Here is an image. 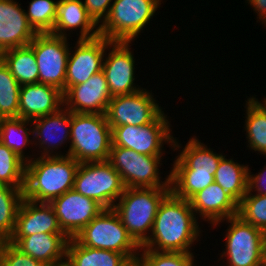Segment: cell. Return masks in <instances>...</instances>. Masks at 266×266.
Instances as JSON below:
<instances>
[{"instance_id": "obj_18", "label": "cell", "mask_w": 266, "mask_h": 266, "mask_svg": "<svg viewBox=\"0 0 266 266\" xmlns=\"http://www.w3.org/2000/svg\"><path fill=\"white\" fill-rule=\"evenodd\" d=\"M8 241L23 253L47 266L65 265L69 241L65 234L39 233L29 236H11Z\"/></svg>"}, {"instance_id": "obj_16", "label": "cell", "mask_w": 266, "mask_h": 266, "mask_svg": "<svg viewBox=\"0 0 266 266\" xmlns=\"http://www.w3.org/2000/svg\"><path fill=\"white\" fill-rule=\"evenodd\" d=\"M33 144L38 145L41 157L66 156L58 148L70 142L71 111L64 106L57 112L32 120ZM56 149V150H55ZM42 150V151H41ZM56 152H55V151Z\"/></svg>"}, {"instance_id": "obj_37", "label": "cell", "mask_w": 266, "mask_h": 266, "mask_svg": "<svg viewBox=\"0 0 266 266\" xmlns=\"http://www.w3.org/2000/svg\"><path fill=\"white\" fill-rule=\"evenodd\" d=\"M0 266H47L23 253L9 241L0 242Z\"/></svg>"}, {"instance_id": "obj_27", "label": "cell", "mask_w": 266, "mask_h": 266, "mask_svg": "<svg viewBox=\"0 0 266 266\" xmlns=\"http://www.w3.org/2000/svg\"><path fill=\"white\" fill-rule=\"evenodd\" d=\"M0 58L20 85L39 83V69L30 45L5 50Z\"/></svg>"}, {"instance_id": "obj_22", "label": "cell", "mask_w": 266, "mask_h": 266, "mask_svg": "<svg viewBox=\"0 0 266 266\" xmlns=\"http://www.w3.org/2000/svg\"><path fill=\"white\" fill-rule=\"evenodd\" d=\"M61 107H63V93L57 87L44 83L21 85L19 117L33 120L55 113Z\"/></svg>"}, {"instance_id": "obj_11", "label": "cell", "mask_w": 266, "mask_h": 266, "mask_svg": "<svg viewBox=\"0 0 266 266\" xmlns=\"http://www.w3.org/2000/svg\"><path fill=\"white\" fill-rule=\"evenodd\" d=\"M69 38L51 33H37L30 42L39 69V83L66 92V67L69 57Z\"/></svg>"}, {"instance_id": "obj_9", "label": "cell", "mask_w": 266, "mask_h": 266, "mask_svg": "<svg viewBox=\"0 0 266 266\" xmlns=\"http://www.w3.org/2000/svg\"><path fill=\"white\" fill-rule=\"evenodd\" d=\"M162 156L139 154L129 148L112 146L108 162L121 175L126 188L171 187L170 173L161 180Z\"/></svg>"}, {"instance_id": "obj_19", "label": "cell", "mask_w": 266, "mask_h": 266, "mask_svg": "<svg viewBox=\"0 0 266 266\" xmlns=\"http://www.w3.org/2000/svg\"><path fill=\"white\" fill-rule=\"evenodd\" d=\"M15 0H0V54L29 45L37 34L28 23L25 9Z\"/></svg>"}, {"instance_id": "obj_4", "label": "cell", "mask_w": 266, "mask_h": 266, "mask_svg": "<svg viewBox=\"0 0 266 266\" xmlns=\"http://www.w3.org/2000/svg\"><path fill=\"white\" fill-rule=\"evenodd\" d=\"M112 129L105 114L71 112L70 146L66 156L79 163L108 161Z\"/></svg>"}, {"instance_id": "obj_28", "label": "cell", "mask_w": 266, "mask_h": 266, "mask_svg": "<svg viewBox=\"0 0 266 266\" xmlns=\"http://www.w3.org/2000/svg\"><path fill=\"white\" fill-rule=\"evenodd\" d=\"M29 125L31 127L28 128L27 126ZM29 135H33L31 119H23L21 117H10L2 118L0 120V141L7 148H9L20 158H22L25 162H28L33 159L32 156L30 157L28 155H24V151L27 150L25 148L26 145L29 146V143L33 145V139H31Z\"/></svg>"}, {"instance_id": "obj_39", "label": "cell", "mask_w": 266, "mask_h": 266, "mask_svg": "<svg viewBox=\"0 0 266 266\" xmlns=\"http://www.w3.org/2000/svg\"><path fill=\"white\" fill-rule=\"evenodd\" d=\"M258 172V174H251L249 167L248 173V192H255L256 194L266 195V166ZM257 191V192H256Z\"/></svg>"}, {"instance_id": "obj_1", "label": "cell", "mask_w": 266, "mask_h": 266, "mask_svg": "<svg viewBox=\"0 0 266 266\" xmlns=\"http://www.w3.org/2000/svg\"><path fill=\"white\" fill-rule=\"evenodd\" d=\"M198 220L189 200L170 191L160 203L151 234L140 249L193 253L191 247L201 235Z\"/></svg>"}, {"instance_id": "obj_25", "label": "cell", "mask_w": 266, "mask_h": 266, "mask_svg": "<svg viewBox=\"0 0 266 266\" xmlns=\"http://www.w3.org/2000/svg\"><path fill=\"white\" fill-rule=\"evenodd\" d=\"M170 172L171 191L180 198L189 200L197 192L214 182V175L194 173L178 156H176Z\"/></svg>"}, {"instance_id": "obj_3", "label": "cell", "mask_w": 266, "mask_h": 266, "mask_svg": "<svg viewBox=\"0 0 266 266\" xmlns=\"http://www.w3.org/2000/svg\"><path fill=\"white\" fill-rule=\"evenodd\" d=\"M171 187L125 188L113 210L141 247L149 238L158 207Z\"/></svg>"}, {"instance_id": "obj_31", "label": "cell", "mask_w": 266, "mask_h": 266, "mask_svg": "<svg viewBox=\"0 0 266 266\" xmlns=\"http://www.w3.org/2000/svg\"><path fill=\"white\" fill-rule=\"evenodd\" d=\"M23 198V189L0 184V242L12 236Z\"/></svg>"}, {"instance_id": "obj_14", "label": "cell", "mask_w": 266, "mask_h": 266, "mask_svg": "<svg viewBox=\"0 0 266 266\" xmlns=\"http://www.w3.org/2000/svg\"><path fill=\"white\" fill-rule=\"evenodd\" d=\"M63 233L70 239L88 225L104 208L74 189L50 202Z\"/></svg>"}, {"instance_id": "obj_12", "label": "cell", "mask_w": 266, "mask_h": 266, "mask_svg": "<svg viewBox=\"0 0 266 266\" xmlns=\"http://www.w3.org/2000/svg\"><path fill=\"white\" fill-rule=\"evenodd\" d=\"M153 97L152 90L149 92L145 88L113 96L105 113L107 122L110 126H145L152 123L163 112L156 97Z\"/></svg>"}, {"instance_id": "obj_5", "label": "cell", "mask_w": 266, "mask_h": 266, "mask_svg": "<svg viewBox=\"0 0 266 266\" xmlns=\"http://www.w3.org/2000/svg\"><path fill=\"white\" fill-rule=\"evenodd\" d=\"M75 239L83 246L124 254L132 263L137 262L141 248L113 208L102 210Z\"/></svg>"}, {"instance_id": "obj_20", "label": "cell", "mask_w": 266, "mask_h": 266, "mask_svg": "<svg viewBox=\"0 0 266 266\" xmlns=\"http://www.w3.org/2000/svg\"><path fill=\"white\" fill-rule=\"evenodd\" d=\"M189 202L195 216L212 225L238 214V202L215 182L193 195Z\"/></svg>"}, {"instance_id": "obj_23", "label": "cell", "mask_w": 266, "mask_h": 266, "mask_svg": "<svg viewBox=\"0 0 266 266\" xmlns=\"http://www.w3.org/2000/svg\"><path fill=\"white\" fill-rule=\"evenodd\" d=\"M80 28V29H79ZM79 29L78 39H92L99 36V26L87 14L82 0H57L56 19L51 34L68 38Z\"/></svg>"}, {"instance_id": "obj_29", "label": "cell", "mask_w": 266, "mask_h": 266, "mask_svg": "<svg viewBox=\"0 0 266 266\" xmlns=\"http://www.w3.org/2000/svg\"><path fill=\"white\" fill-rule=\"evenodd\" d=\"M249 165L239 164L225 156L214 174V182L220 185L238 203L248 190Z\"/></svg>"}, {"instance_id": "obj_40", "label": "cell", "mask_w": 266, "mask_h": 266, "mask_svg": "<svg viewBox=\"0 0 266 266\" xmlns=\"http://www.w3.org/2000/svg\"><path fill=\"white\" fill-rule=\"evenodd\" d=\"M250 6H252L258 15V21L264 24L266 27V0H246Z\"/></svg>"}, {"instance_id": "obj_8", "label": "cell", "mask_w": 266, "mask_h": 266, "mask_svg": "<svg viewBox=\"0 0 266 266\" xmlns=\"http://www.w3.org/2000/svg\"><path fill=\"white\" fill-rule=\"evenodd\" d=\"M164 111L150 124L145 126L121 125L111 126L112 146L129 148L139 154L163 156L164 144L173 151L182 149L174 138L169 118Z\"/></svg>"}, {"instance_id": "obj_33", "label": "cell", "mask_w": 266, "mask_h": 266, "mask_svg": "<svg viewBox=\"0 0 266 266\" xmlns=\"http://www.w3.org/2000/svg\"><path fill=\"white\" fill-rule=\"evenodd\" d=\"M26 162L0 141V184L24 189Z\"/></svg>"}, {"instance_id": "obj_32", "label": "cell", "mask_w": 266, "mask_h": 266, "mask_svg": "<svg viewBox=\"0 0 266 266\" xmlns=\"http://www.w3.org/2000/svg\"><path fill=\"white\" fill-rule=\"evenodd\" d=\"M21 85L0 58V116L19 117V95Z\"/></svg>"}, {"instance_id": "obj_2", "label": "cell", "mask_w": 266, "mask_h": 266, "mask_svg": "<svg viewBox=\"0 0 266 266\" xmlns=\"http://www.w3.org/2000/svg\"><path fill=\"white\" fill-rule=\"evenodd\" d=\"M79 162L67 156L33 158L26 162L24 198L50 203L72 190Z\"/></svg>"}, {"instance_id": "obj_38", "label": "cell", "mask_w": 266, "mask_h": 266, "mask_svg": "<svg viewBox=\"0 0 266 266\" xmlns=\"http://www.w3.org/2000/svg\"><path fill=\"white\" fill-rule=\"evenodd\" d=\"M87 14L99 26L108 17L113 0H84L82 1Z\"/></svg>"}, {"instance_id": "obj_15", "label": "cell", "mask_w": 266, "mask_h": 266, "mask_svg": "<svg viewBox=\"0 0 266 266\" xmlns=\"http://www.w3.org/2000/svg\"><path fill=\"white\" fill-rule=\"evenodd\" d=\"M109 41L104 36L78 39L75 51H69L66 67V91L74 85L86 82L93 74L102 71L103 60Z\"/></svg>"}, {"instance_id": "obj_6", "label": "cell", "mask_w": 266, "mask_h": 266, "mask_svg": "<svg viewBox=\"0 0 266 266\" xmlns=\"http://www.w3.org/2000/svg\"><path fill=\"white\" fill-rule=\"evenodd\" d=\"M226 221L225 249L220 260L227 257V266H266V234L238 215L215 223V227ZM222 258V259H221Z\"/></svg>"}, {"instance_id": "obj_26", "label": "cell", "mask_w": 266, "mask_h": 266, "mask_svg": "<svg viewBox=\"0 0 266 266\" xmlns=\"http://www.w3.org/2000/svg\"><path fill=\"white\" fill-rule=\"evenodd\" d=\"M245 105L247 147L266 157V97L261 103L256 97L250 96Z\"/></svg>"}, {"instance_id": "obj_10", "label": "cell", "mask_w": 266, "mask_h": 266, "mask_svg": "<svg viewBox=\"0 0 266 266\" xmlns=\"http://www.w3.org/2000/svg\"><path fill=\"white\" fill-rule=\"evenodd\" d=\"M125 188L121 175L108 161L80 163L73 187L104 209L113 208Z\"/></svg>"}, {"instance_id": "obj_41", "label": "cell", "mask_w": 266, "mask_h": 266, "mask_svg": "<svg viewBox=\"0 0 266 266\" xmlns=\"http://www.w3.org/2000/svg\"><path fill=\"white\" fill-rule=\"evenodd\" d=\"M130 266H140L137 262H133Z\"/></svg>"}, {"instance_id": "obj_7", "label": "cell", "mask_w": 266, "mask_h": 266, "mask_svg": "<svg viewBox=\"0 0 266 266\" xmlns=\"http://www.w3.org/2000/svg\"><path fill=\"white\" fill-rule=\"evenodd\" d=\"M163 0H114L99 35L109 41L132 42L143 31Z\"/></svg>"}, {"instance_id": "obj_17", "label": "cell", "mask_w": 266, "mask_h": 266, "mask_svg": "<svg viewBox=\"0 0 266 266\" xmlns=\"http://www.w3.org/2000/svg\"><path fill=\"white\" fill-rule=\"evenodd\" d=\"M112 95L103 71L63 94V106L73 113L105 114Z\"/></svg>"}, {"instance_id": "obj_35", "label": "cell", "mask_w": 266, "mask_h": 266, "mask_svg": "<svg viewBox=\"0 0 266 266\" xmlns=\"http://www.w3.org/2000/svg\"><path fill=\"white\" fill-rule=\"evenodd\" d=\"M243 221L260 228L266 234V195L247 193L238 203V214Z\"/></svg>"}, {"instance_id": "obj_30", "label": "cell", "mask_w": 266, "mask_h": 266, "mask_svg": "<svg viewBox=\"0 0 266 266\" xmlns=\"http://www.w3.org/2000/svg\"><path fill=\"white\" fill-rule=\"evenodd\" d=\"M178 157L192 170L194 173H209L214 175L220 160L225 156L218 154L203 144L195 135L191 137L184 148L178 150Z\"/></svg>"}, {"instance_id": "obj_13", "label": "cell", "mask_w": 266, "mask_h": 266, "mask_svg": "<svg viewBox=\"0 0 266 266\" xmlns=\"http://www.w3.org/2000/svg\"><path fill=\"white\" fill-rule=\"evenodd\" d=\"M131 42L112 41L106 48L109 51L104 56L102 71L113 96L131 94L140 91V86L134 85L135 59ZM111 50V51H110Z\"/></svg>"}, {"instance_id": "obj_34", "label": "cell", "mask_w": 266, "mask_h": 266, "mask_svg": "<svg viewBox=\"0 0 266 266\" xmlns=\"http://www.w3.org/2000/svg\"><path fill=\"white\" fill-rule=\"evenodd\" d=\"M56 4L53 0H32L27 12L28 23L36 33H51L56 19Z\"/></svg>"}, {"instance_id": "obj_24", "label": "cell", "mask_w": 266, "mask_h": 266, "mask_svg": "<svg viewBox=\"0 0 266 266\" xmlns=\"http://www.w3.org/2000/svg\"><path fill=\"white\" fill-rule=\"evenodd\" d=\"M132 262L121 253L81 245L75 238L67 244L65 266H130Z\"/></svg>"}, {"instance_id": "obj_36", "label": "cell", "mask_w": 266, "mask_h": 266, "mask_svg": "<svg viewBox=\"0 0 266 266\" xmlns=\"http://www.w3.org/2000/svg\"><path fill=\"white\" fill-rule=\"evenodd\" d=\"M194 258L193 253L140 249L137 263L140 266H196Z\"/></svg>"}, {"instance_id": "obj_21", "label": "cell", "mask_w": 266, "mask_h": 266, "mask_svg": "<svg viewBox=\"0 0 266 266\" xmlns=\"http://www.w3.org/2000/svg\"><path fill=\"white\" fill-rule=\"evenodd\" d=\"M39 233L64 234L50 203H39L23 198L12 236Z\"/></svg>"}]
</instances>
